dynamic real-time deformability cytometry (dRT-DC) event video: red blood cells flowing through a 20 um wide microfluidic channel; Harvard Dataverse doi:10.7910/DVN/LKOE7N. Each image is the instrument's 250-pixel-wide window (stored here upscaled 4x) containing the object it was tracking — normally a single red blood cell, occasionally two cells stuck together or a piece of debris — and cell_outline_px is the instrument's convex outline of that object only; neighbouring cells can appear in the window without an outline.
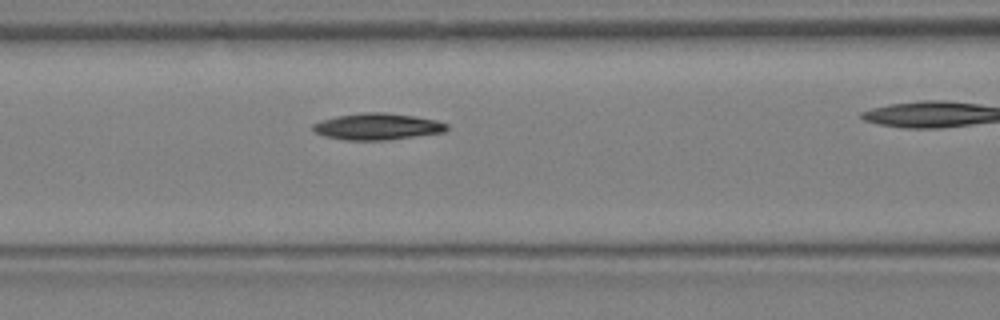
{"species": "Egyptian fruit bat (a non-hibernating species)", "species_latin": "Rousettus aegyptiacus", "temperature_condition": "warm", "stored_images_in_passage": 7, "camera_frame_rate_fps": 3000, "um_per_image_px": 0.085, "animal": {"sex": "female"}, "frame": {"image": 1, "passage_image": 4, "time_ms": 1.0, "image_size_px": [1000, 320], "cell_outline_px": [[448, 128], [444, 132], [388, 140], [344, 140], [324, 136], [316, 132], [312, 128], [312, 124], [320, 120], [336, 116], [364, 112], [384, 112], [416, 116], [436, 120], [448, 124]], "centroid_in_image_um": [32.07, 10.75], "position_along_channel_um": 134.5, "area_um2": 20.81}}